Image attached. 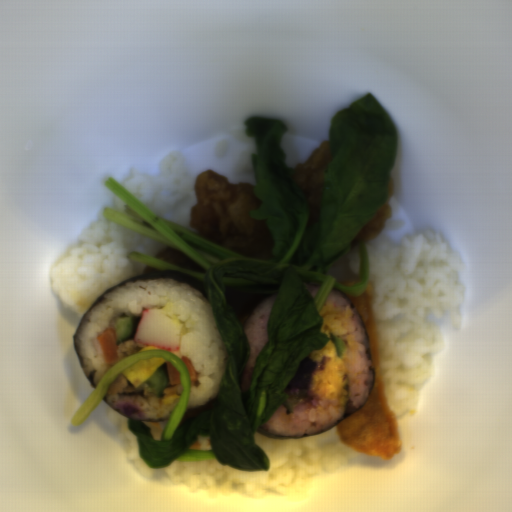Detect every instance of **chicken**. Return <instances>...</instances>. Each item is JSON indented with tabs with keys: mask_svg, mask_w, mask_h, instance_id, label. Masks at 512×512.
<instances>
[{
	"mask_svg": "<svg viewBox=\"0 0 512 512\" xmlns=\"http://www.w3.org/2000/svg\"><path fill=\"white\" fill-rule=\"evenodd\" d=\"M395 184L396 182L394 178H390L385 200L353 238L350 244V250L353 251L360 245L373 241L381 234L387 221L392 216V209L390 207L389 200L392 196Z\"/></svg>",
	"mask_w": 512,
	"mask_h": 512,
	"instance_id": "chicken-3",
	"label": "chicken"
},
{
	"mask_svg": "<svg viewBox=\"0 0 512 512\" xmlns=\"http://www.w3.org/2000/svg\"><path fill=\"white\" fill-rule=\"evenodd\" d=\"M254 182L229 183L205 169L194 180L196 201L189 225L198 236L250 260H267L274 244L263 219L250 218L261 207Z\"/></svg>",
	"mask_w": 512,
	"mask_h": 512,
	"instance_id": "chicken-1",
	"label": "chicken"
},
{
	"mask_svg": "<svg viewBox=\"0 0 512 512\" xmlns=\"http://www.w3.org/2000/svg\"><path fill=\"white\" fill-rule=\"evenodd\" d=\"M332 155L331 145L326 140L312 152L308 159L293 168L294 179L303 192L312 222L319 217L325 173Z\"/></svg>",
	"mask_w": 512,
	"mask_h": 512,
	"instance_id": "chicken-2",
	"label": "chicken"
},
{
	"mask_svg": "<svg viewBox=\"0 0 512 512\" xmlns=\"http://www.w3.org/2000/svg\"><path fill=\"white\" fill-rule=\"evenodd\" d=\"M156 259L173 266H177L180 268H184L190 271H201L205 273V268L203 265L198 263L192 257L187 255L182 250H179L174 247H166L156 255H154Z\"/></svg>",
	"mask_w": 512,
	"mask_h": 512,
	"instance_id": "chicken-4",
	"label": "chicken"
}]
</instances>
